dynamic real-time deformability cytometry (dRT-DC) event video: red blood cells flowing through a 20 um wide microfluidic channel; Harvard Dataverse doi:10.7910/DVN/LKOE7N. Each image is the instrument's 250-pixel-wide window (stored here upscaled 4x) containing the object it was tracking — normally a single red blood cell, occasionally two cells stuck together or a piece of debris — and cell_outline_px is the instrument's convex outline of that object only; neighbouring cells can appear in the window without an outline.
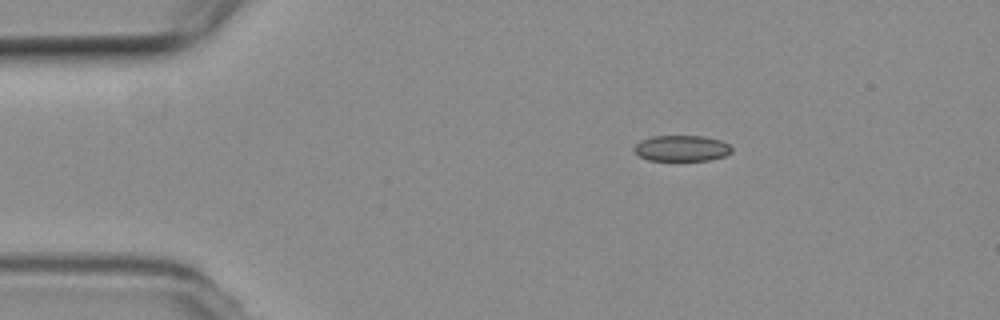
{"species": "common noctule bat (a hibernating species)", "species_latin": "Nyctalus noctula", "temperature_condition": "room temperature", "stored_images_in_passage": 5, "camera_frame_rate_fps": 3000, "um_per_image_px": 0.085, "animal": {"sex": "female", "body_mass_g": 19.3, "forearm_length_mm": 54.1}, "frame": {"image": 1, "passage_image": 1, "time_ms": 0.0, "image_size_px": [1000, 320], "cell_outline_px": [[732, 152], [724, 156], [708, 160], [648, 160], [640, 156], [632, 148], [640, 140], [652, 136], [704, 136], [720, 140], [728, 144], [732, 148]], "centroid_in_image_um": [57.93, 12.6], "position_along_channel_um": 27.1, "area_um2": 14.68}}